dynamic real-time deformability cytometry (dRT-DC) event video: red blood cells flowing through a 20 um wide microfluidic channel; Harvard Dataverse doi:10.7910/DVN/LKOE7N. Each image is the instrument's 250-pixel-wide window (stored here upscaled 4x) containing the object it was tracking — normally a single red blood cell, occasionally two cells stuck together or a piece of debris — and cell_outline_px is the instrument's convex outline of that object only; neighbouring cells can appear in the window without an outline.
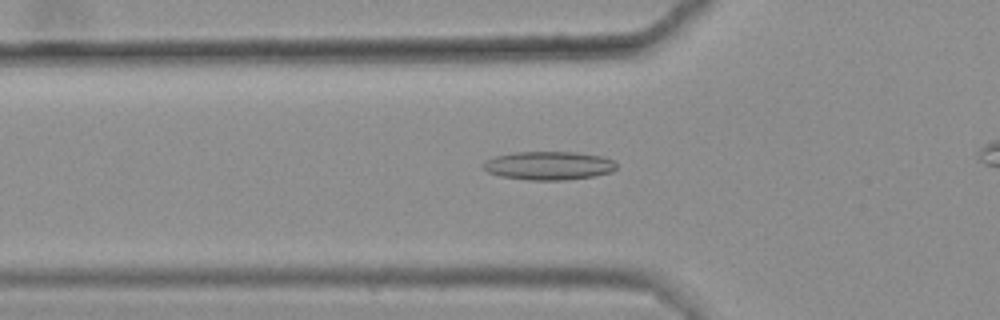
{"species": "common noctule bat (a hibernating species)", "species_latin": "Nyctalus noctula", "temperature_condition": "warm", "stored_images_in_passage": 35, "camera_frame_rate_fps": 3000, "um_per_image_px": 0.085, "animal": {"sex": "female", "body_mass_g": 25.1}, "frame": {"image": 1, "passage_image": 4, "time_ms": 1.0, "image_size_px": [1000, 320], "cell_outline_px": [[616, 168], [612, 172], [596, 176], [564, 180], [528, 180], [500, 176], [488, 172], [480, 164], [496, 156], [512, 152], [572, 152], [600, 156], [612, 160], [616, 164]], "centroid_in_image_um": [46.63, 14.08], "position_along_channel_um": 79.2, "area_um2": 22.08}}
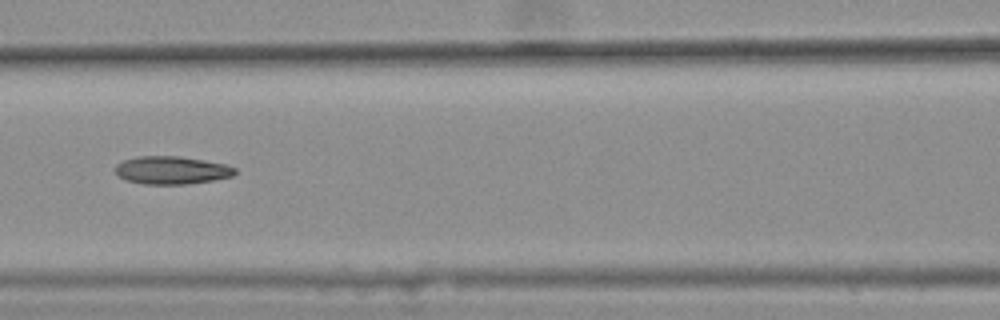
{"frame": {"image": 2, "passage_image": 10, "time_ms": 3.0, "image_size_px": [1000, 320], "cell_outline_px": [[236, 172], [232, 176], [212, 180], [188, 184], [144, 184], [124, 180], [112, 168], [116, 164], [124, 160], [136, 156], [176, 156], [204, 160], [224, 164], [236, 168]], "centroid_in_image_um": [14.54, 14.47], "position_along_channel_um": 152.1, "area_um2": 19.48}}
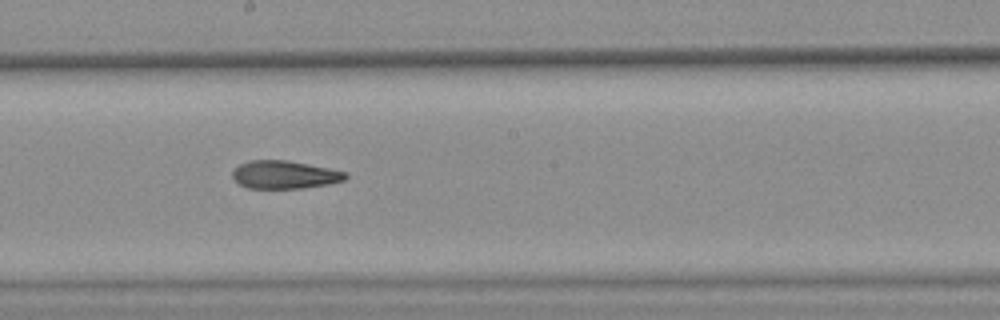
{"frame": {"image": 3, "passage_image": 16, "time_ms": 5.0, "image_size_px": [1000, 320], "cell_outline_px": [[348, 176], [344, 180], [328, 184], [300, 188], [248, 188], [240, 184], [232, 176], [232, 172], [240, 164], [248, 160], [288, 160], [328, 168], [344, 172]], "centroid_in_image_um": [24.17, 14.84], "position_along_channel_um": 224.0, "area_um2": 18.21}, "authors_computed_cell_mechanics": {"area_um2": 19.0162, "velocity_mm_per_s": 3.609, "shape_relaxation_time_tau1_ms": null, "shape_relaxation_time_tau2_ms": 3.3719, "deformation_change_tau1": null, "deformation_change_tau2": 0.1284}}